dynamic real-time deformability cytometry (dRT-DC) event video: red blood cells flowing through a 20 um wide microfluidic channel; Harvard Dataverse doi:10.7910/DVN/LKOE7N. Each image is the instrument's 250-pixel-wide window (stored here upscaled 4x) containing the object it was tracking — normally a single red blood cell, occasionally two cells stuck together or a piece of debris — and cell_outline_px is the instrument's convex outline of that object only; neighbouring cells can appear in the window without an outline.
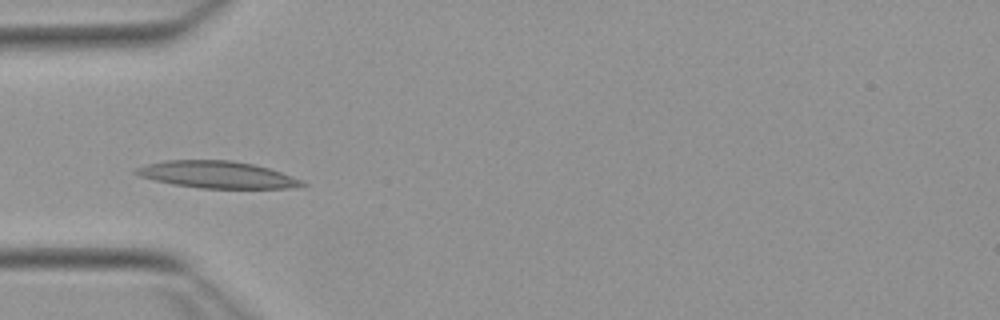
{"species": "Egyptian fruit bat (a non-hibernating species)", "species_latin": "Rousettus aegyptiacus", "temperature_condition": "warm", "stored_images_in_passage": 10, "camera_frame_rate_fps": 3000, "um_per_image_px": 0.085, "animal": {"sex": "female"}, "frame": {"image": 1, "passage_image": 4, "time_ms": 1.0, "image_size_px": [1000, 320], "cell_outline_px": [[308, 184], [288, 188], [200, 188], [172, 184], [140, 176], [132, 172], [136, 168], [148, 164], [164, 160], [228, 160], [252, 164], [268, 168], [304, 180]], "centroid_in_image_um": [18.45, 14.84], "position_along_channel_um": 66.6, "area_um2": 25.89}}